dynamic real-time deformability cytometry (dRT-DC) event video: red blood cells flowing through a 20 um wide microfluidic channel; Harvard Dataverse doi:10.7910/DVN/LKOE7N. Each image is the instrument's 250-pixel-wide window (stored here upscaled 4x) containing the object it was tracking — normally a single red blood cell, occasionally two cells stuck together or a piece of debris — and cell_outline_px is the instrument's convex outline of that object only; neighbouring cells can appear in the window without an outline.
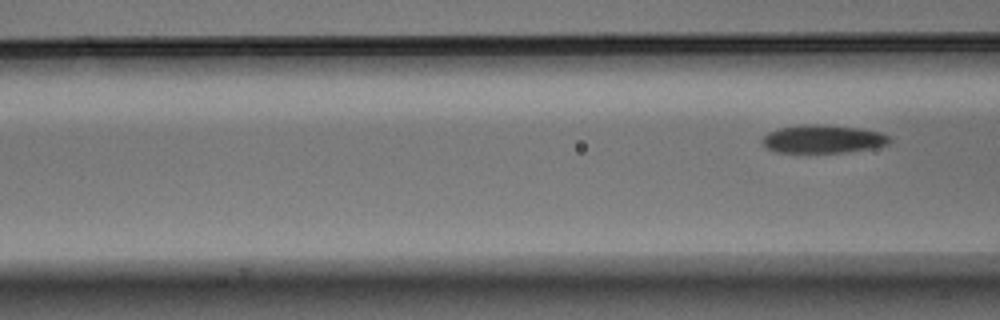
{"species": "Egyptian fruit bat (a non-hibernating species)", "species_latin": "Rousettus aegyptiacus", "temperature_condition": "warm", "stored_images_in_passage": 7, "segment_of_instrument_passage": [2, 2], "camera_frame_rate_fps": 3000, "um_per_image_px": 0.085, "animal": {"sex": "male"}, "frame": {"image": 1, "passage_image": 7, "time_ms": 2.0, "image_size_px": [1000, 320], "cell_outline_px": [[892, 140], [888, 144], [872, 148], [848, 152], [776, 152], [764, 148], [760, 144], [760, 140], [768, 132], [780, 128], [804, 124], [820, 124], [860, 128], [880, 132], [888, 136]], "centroid_in_image_um": [69.91, 11.82], "position_along_channel_um": 96.7, "area_um2": 21.04}}